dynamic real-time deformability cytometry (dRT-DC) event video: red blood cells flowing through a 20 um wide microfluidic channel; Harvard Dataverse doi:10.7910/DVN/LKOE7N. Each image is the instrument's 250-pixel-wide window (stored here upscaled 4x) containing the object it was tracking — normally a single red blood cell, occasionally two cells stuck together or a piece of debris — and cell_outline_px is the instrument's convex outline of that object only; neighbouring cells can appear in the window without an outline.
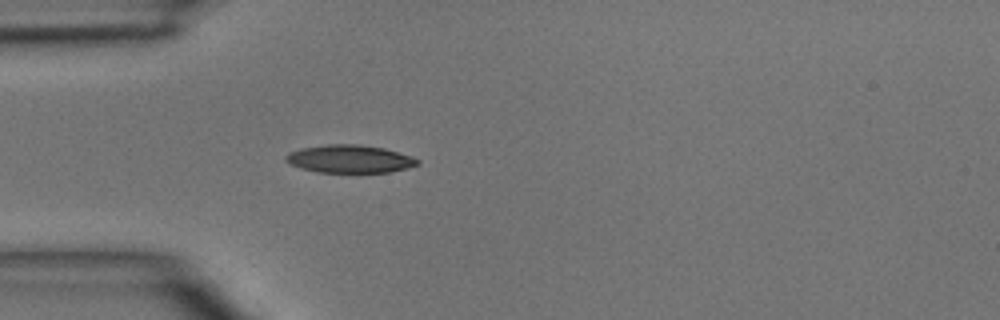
{"species": "common noctule bat (a hibernating species)", "species_latin": "Nyctalus noctula", "temperature_condition": "room temperature", "stored_images_in_passage": 2, "camera_frame_rate_fps": 3000, "um_per_image_px": 0.085, "animal": {"sex": "male", "body_mass_g": 15.6}, "frame": {"image": 1, "passage_image": 2, "time_ms": 1.0, "image_size_px": [1000, 320], "cell_outline_px": [[420, 164], [408, 168], [388, 172], [320, 172], [300, 168], [288, 164], [284, 160], [284, 156], [288, 152], [300, 148], [328, 144], [356, 144], [384, 148], [412, 156], [420, 160]], "centroid_in_image_um": [29.7, 13.5], "position_along_channel_um": 55.3, "area_um2": 21.56}}